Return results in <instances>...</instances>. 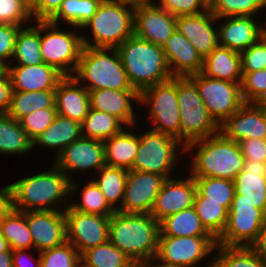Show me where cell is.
Masks as SVG:
<instances>
[{
	"mask_svg": "<svg viewBox=\"0 0 266 267\" xmlns=\"http://www.w3.org/2000/svg\"><path fill=\"white\" fill-rule=\"evenodd\" d=\"M159 235L160 223L151 214L116 211L110 216L109 241L130 259L154 261Z\"/></svg>",
	"mask_w": 266,
	"mask_h": 267,
	"instance_id": "obj_1",
	"label": "cell"
},
{
	"mask_svg": "<svg viewBox=\"0 0 266 267\" xmlns=\"http://www.w3.org/2000/svg\"><path fill=\"white\" fill-rule=\"evenodd\" d=\"M116 49L130 84L139 94L172 78L162 46L132 35Z\"/></svg>",
	"mask_w": 266,
	"mask_h": 267,
	"instance_id": "obj_2",
	"label": "cell"
},
{
	"mask_svg": "<svg viewBox=\"0 0 266 267\" xmlns=\"http://www.w3.org/2000/svg\"><path fill=\"white\" fill-rule=\"evenodd\" d=\"M198 150L193 159L192 177H216L234 180L244 168L245 159L239 142L226 138L221 132L189 143L185 151Z\"/></svg>",
	"mask_w": 266,
	"mask_h": 267,
	"instance_id": "obj_3",
	"label": "cell"
},
{
	"mask_svg": "<svg viewBox=\"0 0 266 267\" xmlns=\"http://www.w3.org/2000/svg\"><path fill=\"white\" fill-rule=\"evenodd\" d=\"M53 167L10 184L14 210H58L51 206L71 195V181L62 170Z\"/></svg>",
	"mask_w": 266,
	"mask_h": 267,
	"instance_id": "obj_4",
	"label": "cell"
},
{
	"mask_svg": "<svg viewBox=\"0 0 266 267\" xmlns=\"http://www.w3.org/2000/svg\"><path fill=\"white\" fill-rule=\"evenodd\" d=\"M134 8L135 0H102L96 13L82 27H91L94 44L82 36L83 45L117 48L134 35Z\"/></svg>",
	"mask_w": 266,
	"mask_h": 267,
	"instance_id": "obj_5",
	"label": "cell"
},
{
	"mask_svg": "<svg viewBox=\"0 0 266 267\" xmlns=\"http://www.w3.org/2000/svg\"><path fill=\"white\" fill-rule=\"evenodd\" d=\"M108 51V52H107ZM111 51V54H107ZM112 55V56H111ZM73 76L80 82H89V90H135L129 82L116 48L85 47Z\"/></svg>",
	"mask_w": 266,
	"mask_h": 267,
	"instance_id": "obj_6",
	"label": "cell"
},
{
	"mask_svg": "<svg viewBox=\"0 0 266 267\" xmlns=\"http://www.w3.org/2000/svg\"><path fill=\"white\" fill-rule=\"evenodd\" d=\"M177 97L181 123L180 142L184 144L182 149L191 142L220 132V126L210 115L196 84L189 77H177Z\"/></svg>",
	"mask_w": 266,
	"mask_h": 267,
	"instance_id": "obj_7",
	"label": "cell"
},
{
	"mask_svg": "<svg viewBox=\"0 0 266 267\" xmlns=\"http://www.w3.org/2000/svg\"><path fill=\"white\" fill-rule=\"evenodd\" d=\"M47 30L49 32L43 36L42 33ZM83 48L82 36L71 31L58 30V24L50 21H40V49L43 62L55 67L64 76H73Z\"/></svg>",
	"mask_w": 266,
	"mask_h": 267,
	"instance_id": "obj_8",
	"label": "cell"
},
{
	"mask_svg": "<svg viewBox=\"0 0 266 267\" xmlns=\"http://www.w3.org/2000/svg\"><path fill=\"white\" fill-rule=\"evenodd\" d=\"M139 102L151 104L149 114L156 124L151 130L170 135L180 142L177 77L143 90Z\"/></svg>",
	"mask_w": 266,
	"mask_h": 267,
	"instance_id": "obj_9",
	"label": "cell"
},
{
	"mask_svg": "<svg viewBox=\"0 0 266 267\" xmlns=\"http://www.w3.org/2000/svg\"><path fill=\"white\" fill-rule=\"evenodd\" d=\"M212 118L220 126L245 102L241 83L220 80L197 73L189 76Z\"/></svg>",
	"mask_w": 266,
	"mask_h": 267,
	"instance_id": "obj_10",
	"label": "cell"
},
{
	"mask_svg": "<svg viewBox=\"0 0 266 267\" xmlns=\"http://www.w3.org/2000/svg\"><path fill=\"white\" fill-rule=\"evenodd\" d=\"M180 143L170 135L153 130L139 135V148L131 170L155 173L169 179Z\"/></svg>",
	"mask_w": 266,
	"mask_h": 267,
	"instance_id": "obj_11",
	"label": "cell"
},
{
	"mask_svg": "<svg viewBox=\"0 0 266 267\" xmlns=\"http://www.w3.org/2000/svg\"><path fill=\"white\" fill-rule=\"evenodd\" d=\"M217 240L213 236H159L156 260L160 267H193L214 250Z\"/></svg>",
	"mask_w": 266,
	"mask_h": 267,
	"instance_id": "obj_12",
	"label": "cell"
},
{
	"mask_svg": "<svg viewBox=\"0 0 266 267\" xmlns=\"http://www.w3.org/2000/svg\"><path fill=\"white\" fill-rule=\"evenodd\" d=\"M266 214L248 201H232L226 227L217 239L221 246H245L256 240ZM244 243H241V242Z\"/></svg>",
	"mask_w": 266,
	"mask_h": 267,
	"instance_id": "obj_13",
	"label": "cell"
},
{
	"mask_svg": "<svg viewBox=\"0 0 266 267\" xmlns=\"http://www.w3.org/2000/svg\"><path fill=\"white\" fill-rule=\"evenodd\" d=\"M64 215L66 241L70 242L80 254L109 240V216L82 213L69 205L64 209Z\"/></svg>",
	"mask_w": 266,
	"mask_h": 267,
	"instance_id": "obj_14",
	"label": "cell"
},
{
	"mask_svg": "<svg viewBox=\"0 0 266 267\" xmlns=\"http://www.w3.org/2000/svg\"><path fill=\"white\" fill-rule=\"evenodd\" d=\"M177 17L151 0H135L134 35L155 45L163 46L176 31Z\"/></svg>",
	"mask_w": 266,
	"mask_h": 267,
	"instance_id": "obj_15",
	"label": "cell"
},
{
	"mask_svg": "<svg viewBox=\"0 0 266 267\" xmlns=\"http://www.w3.org/2000/svg\"><path fill=\"white\" fill-rule=\"evenodd\" d=\"M166 178L155 173L128 170L124 199L116 211L150 214L155 199Z\"/></svg>",
	"mask_w": 266,
	"mask_h": 267,
	"instance_id": "obj_16",
	"label": "cell"
},
{
	"mask_svg": "<svg viewBox=\"0 0 266 267\" xmlns=\"http://www.w3.org/2000/svg\"><path fill=\"white\" fill-rule=\"evenodd\" d=\"M62 170L71 181V193L76 191L78 185L71 180L68 171H79L89 168H96L97 172L105 164L104 142L97 139L80 137L65 147L56 157L55 164ZM67 170V172H66Z\"/></svg>",
	"mask_w": 266,
	"mask_h": 267,
	"instance_id": "obj_17",
	"label": "cell"
},
{
	"mask_svg": "<svg viewBox=\"0 0 266 267\" xmlns=\"http://www.w3.org/2000/svg\"><path fill=\"white\" fill-rule=\"evenodd\" d=\"M26 219L35 250L42 252L66 242L64 211H27Z\"/></svg>",
	"mask_w": 266,
	"mask_h": 267,
	"instance_id": "obj_18",
	"label": "cell"
},
{
	"mask_svg": "<svg viewBox=\"0 0 266 267\" xmlns=\"http://www.w3.org/2000/svg\"><path fill=\"white\" fill-rule=\"evenodd\" d=\"M220 132L228 139H264L266 133V107L263 103H244L222 125Z\"/></svg>",
	"mask_w": 266,
	"mask_h": 267,
	"instance_id": "obj_19",
	"label": "cell"
},
{
	"mask_svg": "<svg viewBox=\"0 0 266 267\" xmlns=\"http://www.w3.org/2000/svg\"><path fill=\"white\" fill-rule=\"evenodd\" d=\"M196 193L197 188L192 176L187 180L166 179L150 214L160 223L166 217L192 207Z\"/></svg>",
	"mask_w": 266,
	"mask_h": 267,
	"instance_id": "obj_20",
	"label": "cell"
},
{
	"mask_svg": "<svg viewBox=\"0 0 266 267\" xmlns=\"http://www.w3.org/2000/svg\"><path fill=\"white\" fill-rule=\"evenodd\" d=\"M218 20L210 10L177 17L176 29L193 45L204 60L218 45V29H214V21Z\"/></svg>",
	"mask_w": 266,
	"mask_h": 267,
	"instance_id": "obj_21",
	"label": "cell"
},
{
	"mask_svg": "<svg viewBox=\"0 0 266 267\" xmlns=\"http://www.w3.org/2000/svg\"><path fill=\"white\" fill-rule=\"evenodd\" d=\"M13 91H46L56 90L64 77L55 67L46 63L38 65L7 66Z\"/></svg>",
	"mask_w": 266,
	"mask_h": 267,
	"instance_id": "obj_22",
	"label": "cell"
},
{
	"mask_svg": "<svg viewBox=\"0 0 266 267\" xmlns=\"http://www.w3.org/2000/svg\"><path fill=\"white\" fill-rule=\"evenodd\" d=\"M162 48L172 77H189L202 71V57L177 29Z\"/></svg>",
	"mask_w": 266,
	"mask_h": 267,
	"instance_id": "obj_23",
	"label": "cell"
},
{
	"mask_svg": "<svg viewBox=\"0 0 266 267\" xmlns=\"http://www.w3.org/2000/svg\"><path fill=\"white\" fill-rule=\"evenodd\" d=\"M233 181V201H248L266 214V163L245 161Z\"/></svg>",
	"mask_w": 266,
	"mask_h": 267,
	"instance_id": "obj_24",
	"label": "cell"
},
{
	"mask_svg": "<svg viewBox=\"0 0 266 267\" xmlns=\"http://www.w3.org/2000/svg\"><path fill=\"white\" fill-rule=\"evenodd\" d=\"M90 108L115 116L123 124L135 126V115L131 101L139 102L136 90L97 89L89 90Z\"/></svg>",
	"mask_w": 266,
	"mask_h": 267,
	"instance_id": "obj_25",
	"label": "cell"
},
{
	"mask_svg": "<svg viewBox=\"0 0 266 267\" xmlns=\"http://www.w3.org/2000/svg\"><path fill=\"white\" fill-rule=\"evenodd\" d=\"M80 82L74 76H64L55 90L57 114L82 123L90 109L89 91L78 88Z\"/></svg>",
	"mask_w": 266,
	"mask_h": 267,
	"instance_id": "obj_26",
	"label": "cell"
},
{
	"mask_svg": "<svg viewBox=\"0 0 266 267\" xmlns=\"http://www.w3.org/2000/svg\"><path fill=\"white\" fill-rule=\"evenodd\" d=\"M224 18H227V22L218 29L219 45L221 46L242 52L253 46L263 36V27L260 28L255 23L253 16Z\"/></svg>",
	"mask_w": 266,
	"mask_h": 267,
	"instance_id": "obj_27",
	"label": "cell"
},
{
	"mask_svg": "<svg viewBox=\"0 0 266 267\" xmlns=\"http://www.w3.org/2000/svg\"><path fill=\"white\" fill-rule=\"evenodd\" d=\"M201 73L208 77L241 83L240 52L218 45L203 60Z\"/></svg>",
	"mask_w": 266,
	"mask_h": 267,
	"instance_id": "obj_28",
	"label": "cell"
},
{
	"mask_svg": "<svg viewBox=\"0 0 266 267\" xmlns=\"http://www.w3.org/2000/svg\"><path fill=\"white\" fill-rule=\"evenodd\" d=\"M105 164L131 170L139 148V135L123 131L104 141Z\"/></svg>",
	"mask_w": 266,
	"mask_h": 267,
	"instance_id": "obj_29",
	"label": "cell"
},
{
	"mask_svg": "<svg viewBox=\"0 0 266 267\" xmlns=\"http://www.w3.org/2000/svg\"><path fill=\"white\" fill-rule=\"evenodd\" d=\"M81 137L80 123L57 114L55 120L33 141L35 145L59 149L57 155Z\"/></svg>",
	"mask_w": 266,
	"mask_h": 267,
	"instance_id": "obj_30",
	"label": "cell"
},
{
	"mask_svg": "<svg viewBox=\"0 0 266 267\" xmlns=\"http://www.w3.org/2000/svg\"><path fill=\"white\" fill-rule=\"evenodd\" d=\"M159 236H212L203 226L194 207L181 210L160 222Z\"/></svg>",
	"mask_w": 266,
	"mask_h": 267,
	"instance_id": "obj_31",
	"label": "cell"
},
{
	"mask_svg": "<svg viewBox=\"0 0 266 267\" xmlns=\"http://www.w3.org/2000/svg\"><path fill=\"white\" fill-rule=\"evenodd\" d=\"M55 107V90L12 91L8 115L19 121L33 111Z\"/></svg>",
	"mask_w": 266,
	"mask_h": 267,
	"instance_id": "obj_32",
	"label": "cell"
},
{
	"mask_svg": "<svg viewBox=\"0 0 266 267\" xmlns=\"http://www.w3.org/2000/svg\"><path fill=\"white\" fill-rule=\"evenodd\" d=\"M33 148V141L28 137L19 121L8 114H0V153L23 154Z\"/></svg>",
	"mask_w": 266,
	"mask_h": 267,
	"instance_id": "obj_33",
	"label": "cell"
},
{
	"mask_svg": "<svg viewBox=\"0 0 266 267\" xmlns=\"http://www.w3.org/2000/svg\"><path fill=\"white\" fill-rule=\"evenodd\" d=\"M123 123L115 116L106 112L89 109L81 127V137L105 141L119 133Z\"/></svg>",
	"mask_w": 266,
	"mask_h": 267,
	"instance_id": "obj_34",
	"label": "cell"
},
{
	"mask_svg": "<svg viewBox=\"0 0 266 267\" xmlns=\"http://www.w3.org/2000/svg\"><path fill=\"white\" fill-rule=\"evenodd\" d=\"M35 26L21 28L18 32L13 58L18 65H38L43 63L40 49V21Z\"/></svg>",
	"mask_w": 266,
	"mask_h": 267,
	"instance_id": "obj_35",
	"label": "cell"
},
{
	"mask_svg": "<svg viewBox=\"0 0 266 267\" xmlns=\"http://www.w3.org/2000/svg\"><path fill=\"white\" fill-rule=\"evenodd\" d=\"M0 234L7 240L11 250L30 249L33 239L27 225L26 212L12 210L0 223Z\"/></svg>",
	"mask_w": 266,
	"mask_h": 267,
	"instance_id": "obj_36",
	"label": "cell"
},
{
	"mask_svg": "<svg viewBox=\"0 0 266 267\" xmlns=\"http://www.w3.org/2000/svg\"><path fill=\"white\" fill-rule=\"evenodd\" d=\"M193 207L205 229L217 240L226 227L229 211L222 203L205 202L198 192Z\"/></svg>",
	"mask_w": 266,
	"mask_h": 267,
	"instance_id": "obj_37",
	"label": "cell"
},
{
	"mask_svg": "<svg viewBox=\"0 0 266 267\" xmlns=\"http://www.w3.org/2000/svg\"><path fill=\"white\" fill-rule=\"evenodd\" d=\"M197 192L205 198V202L222 203L228 211L234 195V181L216 177H193Z\"/></svg>",
	"mask_w": 266,
	"mask_h": 267,
	"instance_id": "obj_38",
	"label": "cell"
},
{
	"mask_svg": "<svg viewBox=\"0 0 266 267\" xmlns=\"http://www.w3.org/2000/svg\"><path fill=\"white\" fill-rule=\"evenodd\" d=\"M85 267H124L130 258L109 240L80 254Z\"/></svg>",
	"mask_w": 266,
	"mask_h": 267,
	"instance_id": "obj_39",
	"label": "cell"
},
{
	"mask_svg": "<svg viewBox=\"0 0 266 267\" xmlns=\"http://www.w3.org/2000/svg\"><path fill=\"white\" fill-rule=\"evenodd\" d=\"M102 0H63L58 12L49 20L57 24L62 18L73 27L82 28L96 13Z\"/></svg>",
	"mask_w": 266,
	"mask_h": 267,
	"instance_id": "obj_40",
	"label": "cell"
},
{
	"mask_svg": "<svg viewBox=\"0 0 266 267\" xmlns=\"http://www.w3.org/2000/svg\"><path fill=\"white\" fill-rule=\"evenodd\" d=\"M98 173H100L99 179L93 181L104 194L108 204L116 210V207H113L114 204L120 199L122 204L124 199L128 170L105 165Z\"/></svg>",
	"mask_w": 266,
	"mask_h": 267,
	"instance_id": "obj_41",
	"label": "cell"
},
{
	"mask_svg": "<svg viewBox=\"0 0 266 267\" xmlns=\"http://www.w3.org/2000/svg\"><path fill=\"white\" fill-rule=\"evenodd\" d=\"M219 257L213 260L212 267H266V261L250 247L221 246Z\"/></svg>",
	"mask_w": 266,
	"mask_h": 267,
	"instance_id": "obj_42",
	"label": "cell"
},
{
	"mask_svg": "<svg viewBox=\"0 0 266 267\" xmlns=\"http://www.w3.org/2000/svg\"><path fill=\"white\" fill-rule=\"evenodd\" d=\"M266 7V0H209V10L219 20L224 17L253 16Z\"/></svg>",
	"mask_w": 266,
	"mask_h": 267,
	"instance_id": "obj_43",
	"label": "cell"
},
{
	"mask_svg": "<svg viewBox=\"0 0 266 267\" xmlns=\"http://www.w3.org/2000/svg\"><path fill=\"white\" fill-rule=\"evenodd\" d=\"M81 195L82 202L70 204L76 211L109 217L116 212V210L108 204L104 194L94 181H90L84 186Z\"/></svg>",
	"mask_w": 266,
	"mask_h": 267,
	"instance_id": "obj_44",
	"label": "cell"
},
{
	"mask_svg": "<svg viewBox=\"0 0 266 267\" xmlns=\"http://www.w3.org/2000/svg\"><path fill=\"white\" fill-rule=\"evenodd\" d=\"M40 267H77L80 253L68 241L40 253Z\"/></svg>",
	"mask_w": 266,
	"mask_h": 267,
	"instance_id": "obj_45",
	"label": "cell"
},
{
	"mask_svg": "<svg viewBox=\"0 0 266 267\" xmlns=\"http://www.w3.org/2000/svg\"><path fill=\"white\" fill-rule=\"evenodd\" d=\"M241 95L246 103L266 100V69L242 73Z\"/></svg>",
	"mask_w": 266,
	"mask_h": 267,
	"instance_id": "obj_46",
	"label": "cell"
},
{
	"mask_svg": "<svg viewBox=\"0 0 266 267\" xmlns=\"http://www.w3.org/2000/svg\"><path fill=\"white\" fill-rule=\"evenodd\" d=\"M56 108L40 109L25 115L19 120L28 137L34 141L56 118Z\"/></svg>",
	"mask_w": 266,
	"mask_h": 267,
	"instance_id": "obj_47",
	"label": "cell"
},
{
	"mask_svg": "<svg viewBox=\"0 0 266 267\" xmlns=\"http://www.w3.org/2000/svg\"><path fill=\"white\" fill-rule=\"evenodd\" d=\"M31 16L30 4L25 0H0V24L22 26Z\"/></svg>",
	"mask_w": 266,
	"mask_h": 267,
	"instance_id": "obj_48",
	"label": "cell"
},
{
	"mask_svg": "<svg viewBox=\"0 0 266 267\" xmlns=\"http://www.w3.org/2000/svg\"><path fill=\"white\" fill-rule=\"evenodd\" d=\"M242 73L266 69V39L262 36L253 46L240 52Z\"/></svg>",
	"mask_w": 266,
	"mask_h": 267,
	"instance_id": "obj_49",
	"label": "cell"
},
{
	"mask_svg": "<svg viewBox=\"0 0 266 267\" xmlns=\"http://www.w3.org/2000/svg\"><path fill=\"white\" fill-rule=\"evenodd\" d=\"M158 7L173 16L195 15L209 10V0H160Z\"/></svg>",
	"mask_w": 266,
	"mask_h": 267,
	"instance_id": "obj_50",
	"label": "cell"
},
{
	"mask_svg": "<svg viewBox=\"0 0 266 267\" xmlns=\"http://www.w3.org/2000/svg\"><path fill=\"white\" fill-rule=\"evenodd\" d=\"M22 26L14 24H0V60L5 63V59L13 56L14 47L18 32Z\"/></svg>",
	"mask_w": 266,
	"mask_h": 267,
	"instance_id": "obj_51",
	"label": "cell"
},
{
	"mask_svg": "<svg viewBox=\"0 0 266 267\" xmlns=\"http://www.w3.org/2000/svg\"><path fill=\"white\" fill-rule=\"evenodd\" d=\"M246 161L266 163V140L249 138L239 141Z\"/></svg>",
	"mask_w": 266,
	"mask_h": 267,
	"instance_id": "obj_52",
	"label": "cell"
},
{
	"mask_svg": "<svg viewBox=\"0 0 266 267\" xmlns=\"http://www.w3.org/2000/svg\"><path fill=\"white\" fill-rule=\"evenodd\" d=\"M63 0H34L30 11L34 21H49L60 9Z\"/></svg>",
	"mask_w": 266,
	"mask_h": 267,
	"instance_id": "obj_53",
	"label": "cell"
},
{
	"mask_svg": "<svg viewBox=\"0 0 266 267\" xmlns=\"http://www.w3.org/2000/svg\"><path fill=\"white\" fill-rule=\"evenodd\" d=\"M11 80L6 72L0 76V114H7L11 104L12 95Z\"/></svg>",
	"mask_w": 266,
	"mask_h": 267,
	"instance_id": "obj_54",
	"label": "cell"
},
{
	"mask_svg": "<svg viewBox=\"0 0 266 267\" xmlns=\"http://www.w3.org/2000/svg\"><path fill=\"white\" fill-rule=\"evenodd\" d=\"M13 209V195L10 185H8L0 190V223Z\"/></svg>",
	"mask_w": 266,
	"mask_h": 267,
	"instance_id": "obj_55",
	"label": "cell"
},
{
	"mask_svg": "<svg viewBox=\"0 0 266 267\" xmlns=\"http://www.w3.org/2000/svg\"><path fill=\"white\" fill-rule=\"evenodd\" d=\"M250 248L266 261V218Z\"/></svg>",
	"mask_w": 266,
	"mask_h": 267,
	"instance_id": "obj_56",
	"label": "cell"
},
{
	"mask_svg": "<svg viewBox=\"0 0 266 267\" xmlns=\"http://www.w3.org/2000/svg\"><path fill=\"white\" fill-rule=\"evenodd\" d=\"M26 249H16V250H12V264L13 267H31V266H27V264L24 262V258L25 255L27 256V253L25 252ZM40 255H39V259L37 260L38 262L32 266V267H40ZM24 262V263H23Z\"/></svg>",
	"mask_w": 266,
	"mask_h": 267,
	"instance_id": "obj_57",
	"label": "cell"
},
{
	"mask_svg": "<svg viewBox=\"0 0 266 267\" xmlns=\"http://www.w3.org/2000/svg\"><path fill=\"white\" fill-rule=\"evenodd\" d=\"M151 260L146 259H130L124 267H153L154 264Z\"/></svg>",
	"mask_w": 266,
	"mask_h": 267,
	"instance_id": "obj_58",
	"label": "cell"
},
{
	"mask_svg": "<svg viewBox=\"0 0 266 267\" xmlns=\"http://www.w3.org/2000/svg\"><path fill=\"white\" fill-rule=\"evenodd\" d=\"M0 267H13L12 251L0 252Z\"/></svg>",
	"mask_w": 266,
	"mask_h": 267,
	"instance_id": "obj_59",
	"label": "cell"
},
{
	"mask_svg": "<svg viewBox=\"0 0 266 267\" xmlns=\"http://www.w3.org/2000/svg\"><path fill=\"white\" fill-rule=\"evenodd\" d=\"M2 251H12L7 240L0 234V252Z\"/></svg>",
	"mask_w": 266,
	"mask_h": 267,
	"instance_id": "obj_60",
	"label": "cell"
},
{
	"mask_svg": "<svg viewBox=\"0 0 266 267\" xmlns=\"http://www.w3.org/2000/svg\"><path fill=\"white\" fill-rule=\"evenodd\" d=\"M8 63H4L0 60V76L4 75L7 72Z\"/></svg>",
	"mask_w": 266,
	"mask_h": 267,
	"instance_id": "obj_61",
	"label": "cell"
},
{
	"mask_svg": "<svg viewBox=\"0 0 266 267\" xmlns=\"http://www.w3.org/2000/svg\"><path fill=\"white\" fill-rule=\"evenodd\" d=\"M263 37L266 39V28H263Z\"/></svg>",
	"mask_w": 266,
	"mask_h": 267,
	"instance_id": "obj_62",
	"label": "cell"
},
{
	"mask_svg": "<svg viewBox=\"0 0 266 267\" xmlns=\"http://www.w3.org/2000/svg\"><path fill=\"white\" fill-rule=\"evenodd\" d=\"M27 3L31 4L34 0H25Z\"/></svg>",
	"mask_w": 266,
	"mask_h": 267,
	"instance_id": "obj_63",
	"label": "cell"
}]
</instances>
